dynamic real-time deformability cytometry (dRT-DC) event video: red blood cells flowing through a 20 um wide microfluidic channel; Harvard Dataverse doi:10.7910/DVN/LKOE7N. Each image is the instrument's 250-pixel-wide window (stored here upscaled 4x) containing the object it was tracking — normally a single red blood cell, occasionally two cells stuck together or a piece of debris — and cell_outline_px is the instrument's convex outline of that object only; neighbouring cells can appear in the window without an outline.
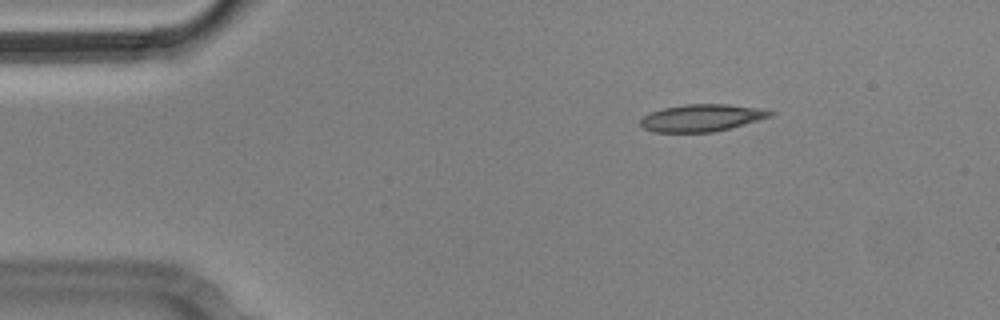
{"species": "Egyptian fruit bat (a non-hibernating species)", "species_latin": "Rousettus aegyptiacus", "temperature_condition": "cold", "stored_images_in_passage": 6, "camera_frame_rate_fps": 3000, "um_per_image_px": 0.085, "animal": {"sex": "male"}, "frame": {"image": 1, "passage_image": 1, "time_ms": 0.0, "image_size_px": [1000, 320], "cell_outline_px": [[776, 112], [772, 116], [744, 124], [712, 132], [652, 132], [644, 128], [640, 124], [640, 120], [644, 116], [652, 112], [664, 108], [684, 104], [728, 104], [764, 108]], "centroid_in_image_um": [59.68, 10.01], "position_along_channel_um": 25.3, "area_um2": 20.52}}